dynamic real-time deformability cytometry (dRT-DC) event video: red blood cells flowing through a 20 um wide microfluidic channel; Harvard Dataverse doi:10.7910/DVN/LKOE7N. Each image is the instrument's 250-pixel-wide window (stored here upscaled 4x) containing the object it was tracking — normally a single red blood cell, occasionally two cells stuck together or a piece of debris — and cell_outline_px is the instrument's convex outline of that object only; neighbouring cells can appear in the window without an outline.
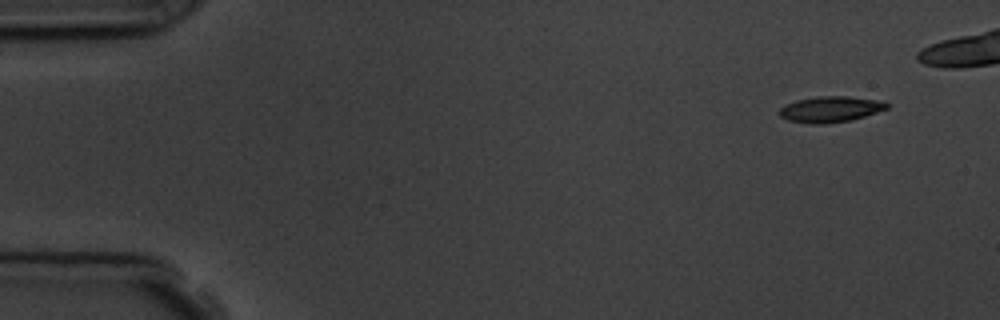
{"species": "common noctule bat (a hibernating species)", "species_latin": "Nyctalus noctula", "temperature_condition": "room temperature", "stored_images_in_passage": 6, "camera_frame_rate_fps": 3000, "um_per_image_px": 0.085, "animal": {"sex": "male", "body_mass_g": 19.5, "forearm_length_mm": 54.6}, "frame": {"image": 1, "passage_image": 1, "time_ms": 0.0, "image_size_px": [1000, 320], "cell_outline_px": [[888, 108], [852, 120], [824, 124], [808, 124], [788, 120], [780, 116], [780, 108], [796, 100], [820, 96], [848, 96], [876, 100], [888, 104]], "centroid_in_image_um": [70.56, 9.3], "position_along_channel_um": 14.4, "area_um2": 16.01}}